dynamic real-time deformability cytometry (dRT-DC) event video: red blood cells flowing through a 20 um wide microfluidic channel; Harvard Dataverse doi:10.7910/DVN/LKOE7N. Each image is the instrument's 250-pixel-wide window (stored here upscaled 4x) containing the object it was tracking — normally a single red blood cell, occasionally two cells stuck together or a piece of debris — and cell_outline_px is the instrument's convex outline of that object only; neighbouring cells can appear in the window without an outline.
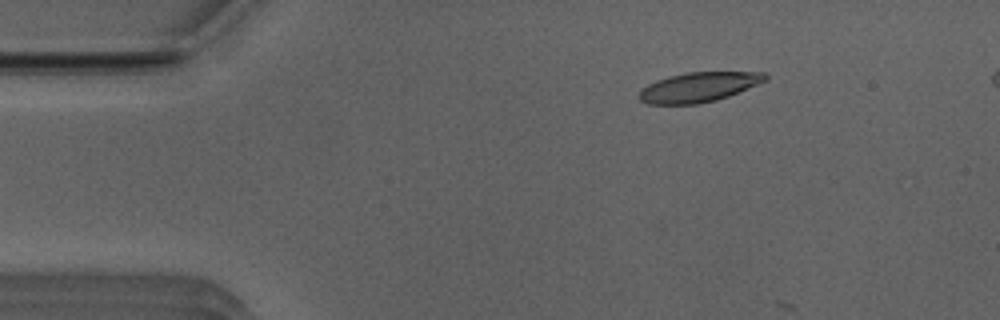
{"species": "Egyptian fruit bat (a non-hibernating species)", "species_latin": "Rousettus aegyptiacus", "temperature_condition": "room temperature", "stored_images_in_passage": 14, "camera_frame_rate_fps": 3000, "um_per_image_px": 0.085, "animal": {"sex": "male"}, "frame": {"image": 1, "passage_image": 8, "time_ms": 2.333, "image_size_px": [1000, 320], "cell_outline_px": [[768, 80], [728, 96], [716, 100], [696, 104], [648, 104], [640, 100], [640, 92], [648, 84], [656, 80], [668, 76], [688, 72], [764, 72], [768, 76]], "centroid_in_image_um": [59.41, 7.4], "position_along_channel_um": 25.6, "area_um2": 21.68}}